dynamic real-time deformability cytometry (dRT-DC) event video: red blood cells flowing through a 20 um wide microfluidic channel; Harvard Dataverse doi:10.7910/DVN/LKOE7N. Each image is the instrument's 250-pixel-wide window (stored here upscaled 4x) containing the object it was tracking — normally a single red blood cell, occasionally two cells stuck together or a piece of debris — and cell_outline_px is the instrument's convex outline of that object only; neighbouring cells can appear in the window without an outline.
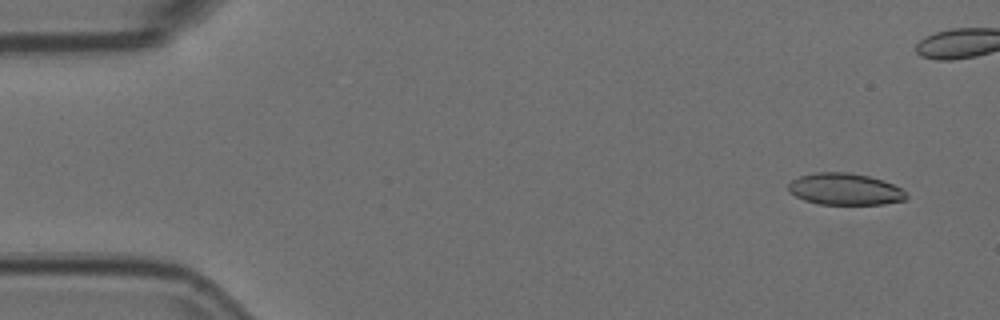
{"species": "Egyptian fruit bat (a non-hibernating species)", "species_latin": "Rousettus aegyptiacus", "temperature_condition": "room temperature", "stored_images_in_passage": 44, "camera_frame_rate_fps": 3000, "um_per_image_px": 0.085, "animal": {"sex": "female"}, "frame": {"image": 1, "passage_image": 1, "time_ms": 0.0, "image_size_px": [1000, 320], "cell_outline_px": [[908, 196], [904, 200], [884, 204], [820, 204], [804, 200], [788, 192], [788, 184], [792, 180], [800, 176], [816, 172], [848, 172], [868, 176], [892, 184], [900, 188]], "centroid_in_image_um": [71.78, 16.08], "position_along_channel_um": 13.2, "area_um2": 21.62}}
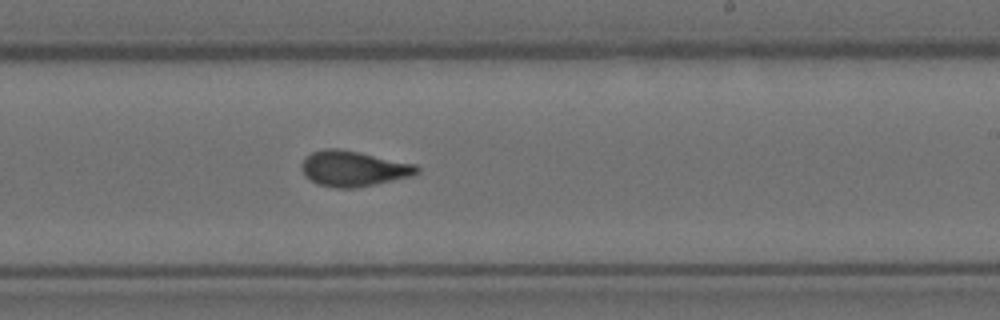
{"frame": {"image": 2, "passage_image": 30, "time_ms": 9.667, "image_size_px": [1000, 320], "cell_outline_px": [[420, 172], [412, 176], [356, 188], [332, 188], [316, 184], [304, 176], [304, 160], [312, 152], [324, 148], [336, 148], [360, 152], [416, 164], [420, 168]], "centroid_in_image_um": [30.08, 14.34], "position_along_channel_um": 258.9, "area_um2": 23.81}}
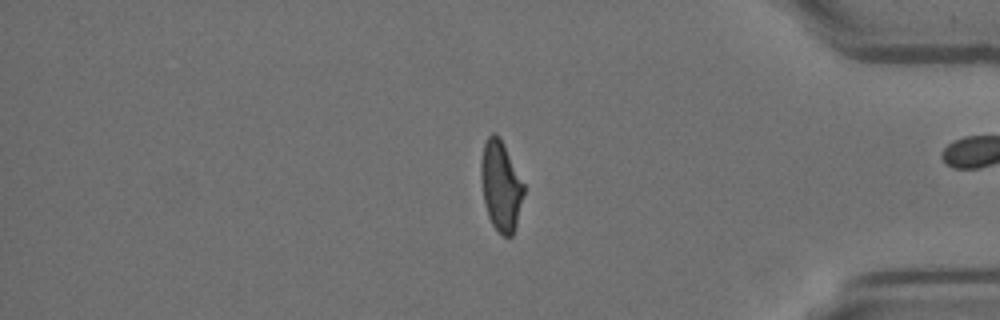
{"frame": {"image": 3, "passage_image": 43, "time_ms": 14.0, "image_size_px": [1000, 320], "cell_outline_px": [[524, 192], [516, 224], [512, 236], [504, 236], [492, 224], [488, 216], [484, 204], [480, 180], [480, 164], [484, 140], [492, 132], [496, 132], [500, 136], [524, 184]], "centroid_in_image_um": [42.54, 15.74], "position_along_channel_um": 392.7, "area_um2": 22.54}, "authors_computed_cell_mechanics": {"area_um2": 23.3801, "velocity_mm_per_s": 3.71, "shape_relaxation_time_tau1_ms": 5.1186, "shape_relaxation_time_tau2_ms": 1.3232, "deformation_change_tau1": 0.17, "deformation_change_tau2": 0.0809}}